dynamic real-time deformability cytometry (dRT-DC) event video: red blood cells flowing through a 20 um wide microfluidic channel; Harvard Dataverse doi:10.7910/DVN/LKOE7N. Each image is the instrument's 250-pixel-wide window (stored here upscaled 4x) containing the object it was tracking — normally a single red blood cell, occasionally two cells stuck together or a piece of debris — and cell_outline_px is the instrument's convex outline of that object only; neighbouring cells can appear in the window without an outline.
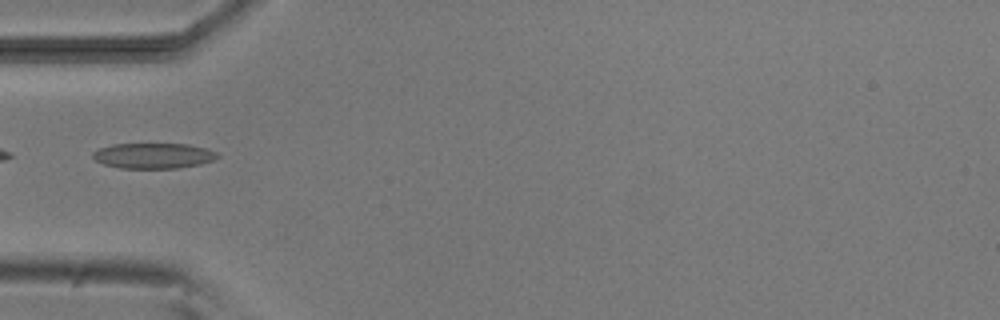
{"species": "common noctule bat (a hibernating species)", "species_latin": "Nyctalus noctula", "temperature_condition": "room temperature", "stored_images_in_passage": 6, "camera_frame_rate_fps": 3000, "um_per_image_px": 0.085, "animal": {"sex": "male", "body_mass_g": 20.5, "forearm_length_mm": 52.5}, "frame": {"image": 1, "passage_image": 5, "time_ms": 4.667, "image_size_px": [1000, 320], "cell_outline_px": [[220, 156], [212, 160], [200, 164], [176, 168], [120, 168], [104, 164], [96, 160], [92, 156], [92, 152], [100, 148], [112, 144], [188, 144], [208, 148], [216, 152]], "centroid_in_image_um": [13.05, 13.23], "position_along_channel_um": 72.0, "area_um2": 18.44}}
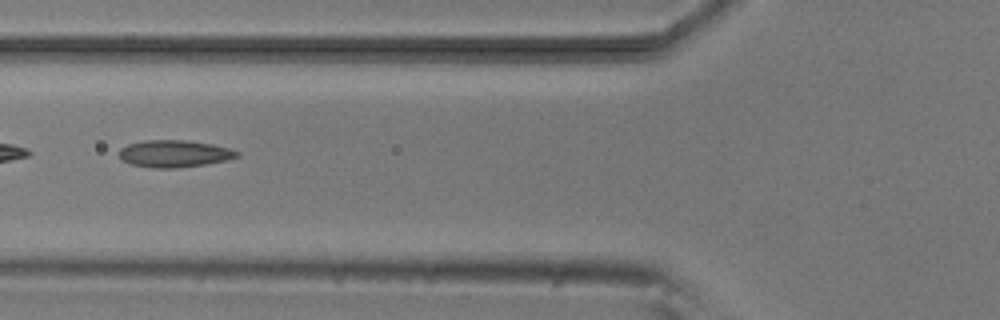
{"frame": {"image": 2, "passage_image": 6, "time_ms": 5.667, "image_size_px": [1000, 320], "cell_outline_px": [[240, 156], [228, 160], [204, 164], [176, 168], [152, 168], [128, 164], [120, 156], [120, 148], [128, 144], [144, 140], [188, 140], [212, 144], [232, 148], [240, 152]], "centroid_in_image_um": [14.86, 13.06], "position_along_channel_um": 110.9, "area_um2": 18.79}}